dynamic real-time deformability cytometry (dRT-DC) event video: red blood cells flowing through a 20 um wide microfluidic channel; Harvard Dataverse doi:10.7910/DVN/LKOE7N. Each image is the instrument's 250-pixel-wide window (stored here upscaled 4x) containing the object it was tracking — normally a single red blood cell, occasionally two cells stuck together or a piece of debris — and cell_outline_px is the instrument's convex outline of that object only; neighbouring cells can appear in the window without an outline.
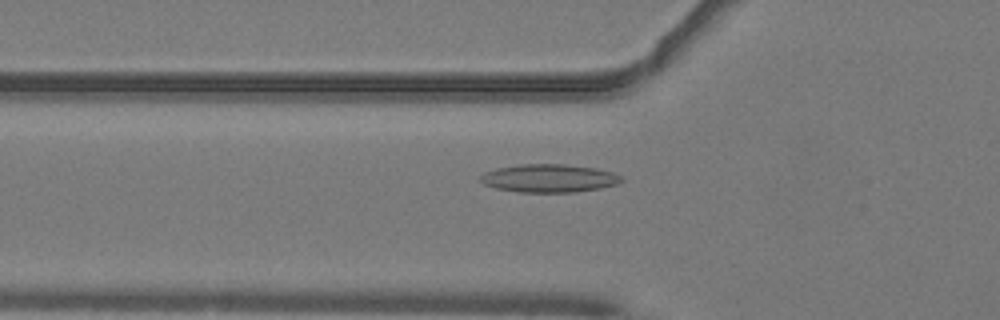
{"species": "common noctule bat (a hibernating species)", "species_latin": "Nyctalus noctula", "temperature_condition": "warm", "stored_images_in_passage": 52, "camera_frame_rate_fps": 3000, "um_per_image_px": 0.085, "animal": {"sex": "male", "body_mass_g": 19.2, "forearm_length_mm": 51.8}, "frame": {"image": 1, "passage_image": 19, "time_ms": 6.0, "image_size_px": [1000, 320], "cell_outline_px": [[624, 180], [616, 184], [600, 188], [576, 192], [520, 192], [496, 188], [484, 184], [480, 180], [480, 176], [484, 172], [496, 168], [520, 164], [564, 164], [596, 168], [612, 172], [620, 176]], "centroid_in_image_um": [46.66, 15.15], "position_along_channel_um": 79.1, "area_um2": 23.06}}
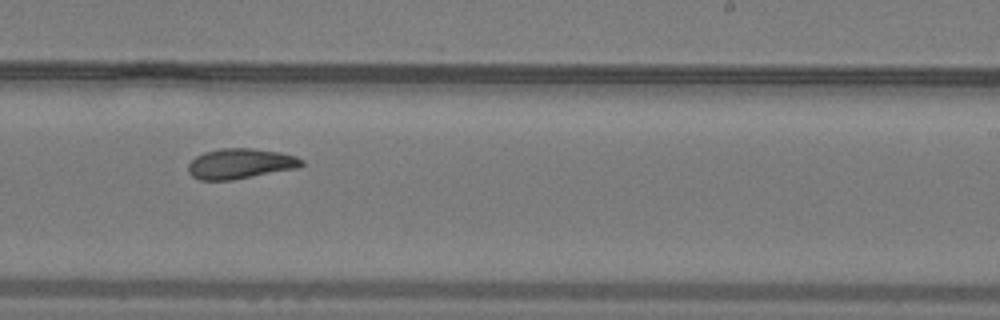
{"frame": {"image": 2, "passage_image": 33, "time_ms": 10.667, "image_size_px": [1000, 320], "cell_outline_px": [[304, 164], [300, 168], [232, 180], [200, 180], [192, 176], [188, 172], [188, 164], [196, 156], [204, 152], [220, 148], [252, 148], [280, 152], [296, 156], [304, 160]], "centroid_in_image_um": [20.46, 13.91], "position_along_channel_um": 268.5, "area_um2": 20.23}}
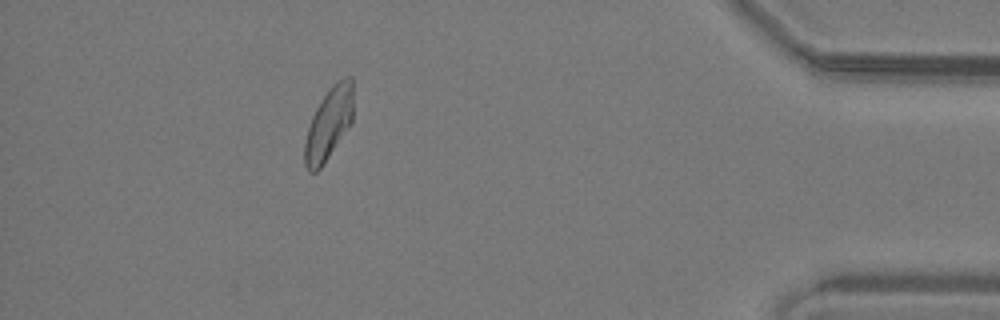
{"frame": {"image": 3, "passage_image": 47, "time_ms": 15.333, "image_size_px": [1000, 320], "cell_outline_px": [[352, 120], [320, 168], [316, 172], [308, 172], [304, 164], [304, 144], [308, 128], [312, 116], [316, 108], [328, 88], [332, 84], [344, 76], [352, 76]], "centroid_in_image_um": [27.92, 10.48], "position_along_channel_um": 407.3, "area_um2": 20.0}, "authors_computed_cell_mechanics": {"area_um2": 20.7213, "velocity_mm_per_s": 4.0528, "shape_relaxation_time_tau1_ms": 9.4495, "shape_relaxation_time_tau2_ms": 3.9638, "deformation_change_tau1": 0.1887, "deformation_change_tau2": 0.1081}}